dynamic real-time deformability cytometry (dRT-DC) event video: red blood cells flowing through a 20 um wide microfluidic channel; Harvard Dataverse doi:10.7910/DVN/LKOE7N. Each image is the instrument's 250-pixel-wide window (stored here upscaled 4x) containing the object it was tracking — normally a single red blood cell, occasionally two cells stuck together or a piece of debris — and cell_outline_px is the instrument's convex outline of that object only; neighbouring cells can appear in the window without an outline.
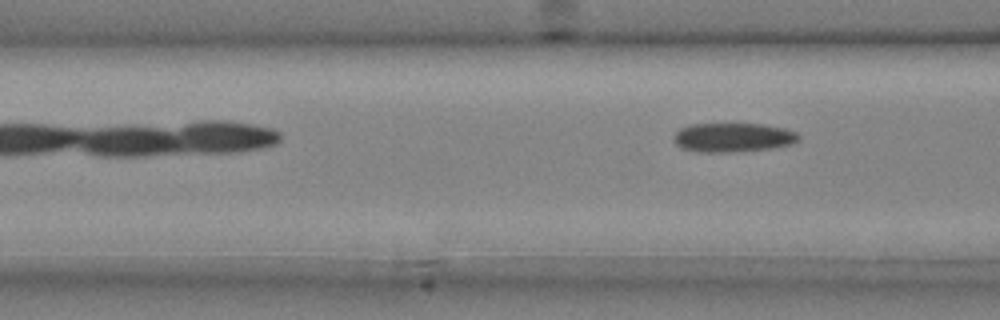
{"species": "common noctule bat (a hibernating species)", "species_latin": "Nyctalus noctula", "temperature_condition": "cold", "stored_images_in_passage": 5, "camera_frame_rate_fps": 3000, "um_per_image_px": 0.085, "animal": {"sex": "male", "body_mass_g": 20.4}, "frame": {"image": 1, "passage_image": 5, "time_ms": 1.333, "image_size_px": [1000, 320], "cell_outline_px": [[800, 140], [792, 144], [772, 148], [728, 152], [700, 152], [680, 148], [676, 144], [672, 136], [680, 128], [692, 124], [764, 124], [784, 128], [796, 132], [800, 136]], "centroid_in_image_um": [62.3, 11.68], "position_along_channel_um": 104.3, "area_um2": 21.27}}